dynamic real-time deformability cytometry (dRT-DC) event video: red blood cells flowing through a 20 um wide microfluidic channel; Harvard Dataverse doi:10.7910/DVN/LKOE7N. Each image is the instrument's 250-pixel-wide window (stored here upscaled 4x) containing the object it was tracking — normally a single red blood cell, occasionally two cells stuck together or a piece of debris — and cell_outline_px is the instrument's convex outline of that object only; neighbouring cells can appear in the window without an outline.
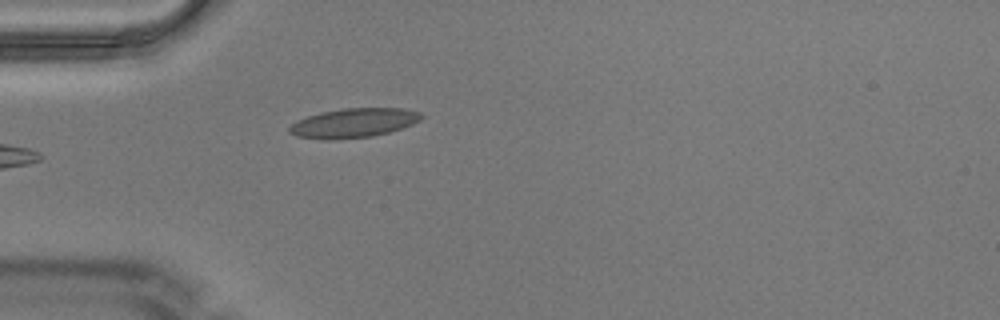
{"species": "Egyptian fruit bat (a non-hibernating species)", "species_latin": "Rousettus aegyptiacus", "temperature_condition": "warm", "stored_images_in_passage": 2, "camera_frame_rate_fps": 3000, "um_per_image_px": 0.085, "animal": {"sex": "male"}, "frame": {"image": 1, "passage_image": 2, "time_ms": 0.333, "image_size_px": [1000, 320], "cell_outline_px": [[424, 116], [420, 120], [412, 124], [388, 132], [372, 136], [328, 140], [324, 140], [296, 136], [288, 132], [288, 128], [296, 120], [320, 112], [344, 108], [404, 108], [420, 112]], "centroid_in_image_um": [30.03, 10.44], "position_along_channel_um": 55.0, "area_um2": 22.54}}